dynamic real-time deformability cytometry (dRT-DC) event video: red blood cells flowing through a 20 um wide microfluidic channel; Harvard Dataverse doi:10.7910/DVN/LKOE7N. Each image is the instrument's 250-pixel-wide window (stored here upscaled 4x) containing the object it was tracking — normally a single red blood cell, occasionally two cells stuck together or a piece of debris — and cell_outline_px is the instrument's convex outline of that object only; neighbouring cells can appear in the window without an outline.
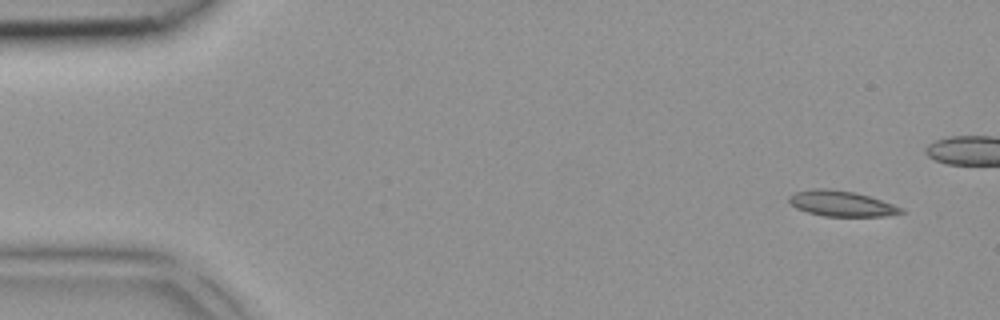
{"species": "common noctule bat (a hibernating species)", "species_latin": "Nyctalus noctula", "temperature_condition": "room temperature", "stored_images_in_passage": 5, "camera_frame_rate_fps": 3000, "um_per_image_px": 0.085, "animal": {"sex": "female", "body_mass_g": 18.4}, "frame": {"image": 1, "passage_image": 1, "time_ms": 0.0, "image_size_px": [1000, 320], "cell_outline_px": [[904, 212], [888, 216], [824, 216], [808, 212], [796, 208], [788, 200], [788, 196], [796, 192], [812, 188], [828, 188], [852, 192], [868, 196], [904, 208]], "centroid_in_image_um": [71.5, 17.3], "position_along_channel_um": 13.5, "area_um2": 16.53}}
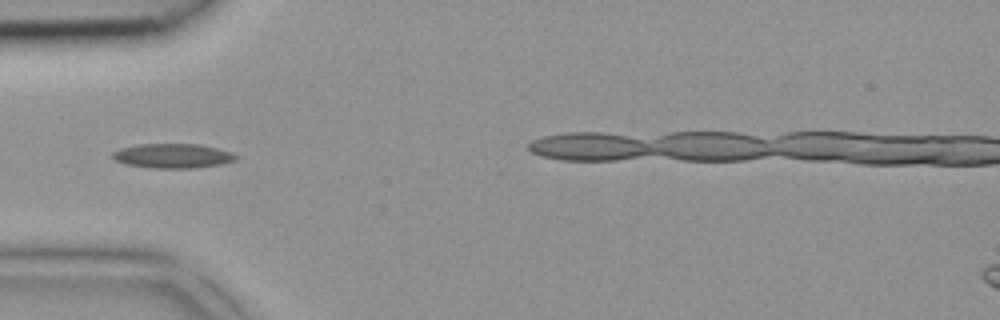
{"frame": {"image": 2, "passage_image": 3, "time_ms": 0.667, "image_size_px": [1000, 320], "cell_outline_px": [[240, 156], [236, 160], [220, 164], [192, 168], [152, 168], [124, 164], [116, 160], [112, 156], [112, 152], [120, 148], [136, 144], [200, 144], [232, 152]], "centroid_in_image_um": [14.68, 13.24], "position_along_channel_um": 70.3, "area_um2": 17.69}}